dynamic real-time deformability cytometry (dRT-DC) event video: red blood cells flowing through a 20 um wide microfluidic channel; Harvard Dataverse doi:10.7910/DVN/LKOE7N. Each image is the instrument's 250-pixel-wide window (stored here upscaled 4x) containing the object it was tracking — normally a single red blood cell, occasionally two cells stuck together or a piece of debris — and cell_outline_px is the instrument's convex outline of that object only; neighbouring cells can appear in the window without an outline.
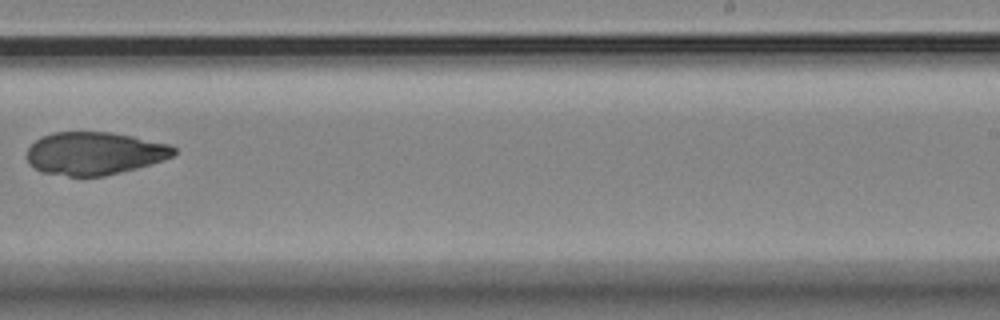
{"species": "Egyptian fruit bat (a non-hibernating species)", "species_latin": "Rousettus aegyptiacus", "temperature_condition": "room temperature", "stored_images_in_passage": 11, "camera_frame_rate_fps": 3000, "um_per_image_px": 0.085, "animal": {"sex": "female"}, "frame": {"image": 1, "passage_image": 11, "time_ms": 11.667, "image_size_px": [1000, 320], "cell_outline_px": [[176, 152], [172, 156], [136, 168], [104, 176], [68, 176], [40, 172], [28, 160], [28, 148], [40, 136], [52, 132], [112, 132], [132, 136], [168, 144], [176, 148]], "centroid_in_image_um": [8.01, 13.02], "position_along_channel_um": 281.0, "area_um2": 36.36}}